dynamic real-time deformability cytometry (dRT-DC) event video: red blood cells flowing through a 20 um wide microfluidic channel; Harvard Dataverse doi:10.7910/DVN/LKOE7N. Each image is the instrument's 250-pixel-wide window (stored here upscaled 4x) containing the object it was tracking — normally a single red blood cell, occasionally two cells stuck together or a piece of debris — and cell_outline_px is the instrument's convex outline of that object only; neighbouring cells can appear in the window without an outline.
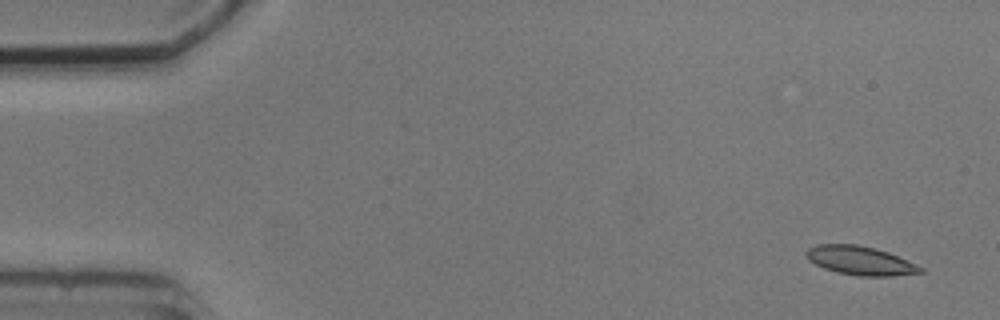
{"species": "common noctule bat (a hibernating species)", "species_latin": "Nyctalus noctula", "temperature_condition": "cold", "stored_images_in_passage": 5, "camera_frame_rate_fps": 3000, "um_per_image_px": 0.085, "animal": {"sex": "male", "body_mass_g": 20.5, "forearm_length_mm": 52.5}, "frame": {"image": 1, "passage_image": 1, "time_ms": 0.0, "image_size_px": [1000, 320], "cell_outline_px": [[924, 272], [892, 276], [856, 276], [836, 272], [824, 268], [808, 260], [804, 252], [808, 248], [816, 244], [856, 244], [876, 248], [888, 252], [916, 264], [924, 268]], "centroid_in_image_um": [73.1, 22.15], "position_along_channel_um": 11.9, "area_um2": 19.31}}